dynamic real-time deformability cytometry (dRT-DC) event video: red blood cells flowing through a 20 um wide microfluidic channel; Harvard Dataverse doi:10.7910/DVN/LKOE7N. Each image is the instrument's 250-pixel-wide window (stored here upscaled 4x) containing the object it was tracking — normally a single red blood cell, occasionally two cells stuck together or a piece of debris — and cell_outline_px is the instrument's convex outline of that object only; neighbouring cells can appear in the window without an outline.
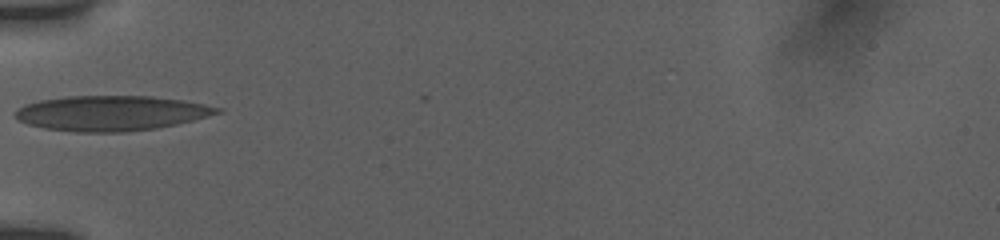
{"species": "human", "species_latin": "Homo sapiens", "temperature_condition": "room temperature", "stored_images_in_passage": 7, "camera_frame_rate_fps": 3000, "um_per_image_px": 0.085, "donor": {"sex": "female"}, "frame": {"image": 1, "passage_image": 1, "time_ms": 0.0, "image_size_px": [1000, 240], "cell_outline_px": [[224, 108], [220, 112], [208, 116], [176, 124], [156, 128], [124, 132], [76, 132], [44, 128], [28, 124], [16, 120], [12, 116], [12, 112], [24, 104], [40, 100], [68, 96], [152, 96], [184, 100]], "centroid_in_image_um": [9.4, 9.61], "position_along_channel_um": 75.6, "area_um2": 41.5}}
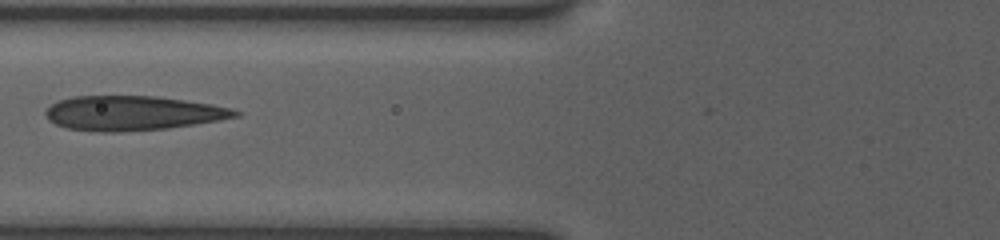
{"frame": {"image": 2, "passage_image": 3, "time_ms": 1.0, "image_size_px": [1000, 240], "cell_outline_px": [[240, 116], [168, 128], [116, 132], [100, 132], [68, 128], [56, 124], [48, 120], [44, 112], [52, 104], [60, 100], [72, 96], [156, 96], [212, 104], [232, 108], [240, 112]], "centroid_in_image_um": [11.25, 9.61], "position_along_channel_um": 114.5, "area_um2": 37.92}}
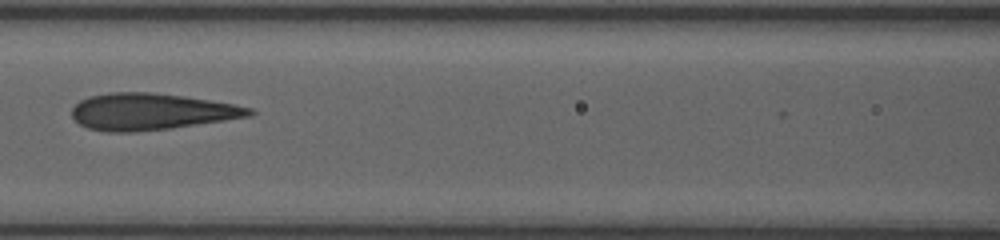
{"frame": {"image": 3, "passage_image": 5, "time_ms": 2.0, "image_size_px": [1000, 240], "cell_outline_px": [[256, 112], [248, 116], [224, 120], [172, 128], [136, 132], [108, 132], [88, 128], [80, 124], [72, 116], [72, 108], [80, 100], [88, 96], [108, 92], [152, 92], [184, 96], [232, 104], [252, 108]], "centroid_in_image_um": [12.8, 9.48], "position_along_channel_um": 153.8, "area_um2": 37.74}}